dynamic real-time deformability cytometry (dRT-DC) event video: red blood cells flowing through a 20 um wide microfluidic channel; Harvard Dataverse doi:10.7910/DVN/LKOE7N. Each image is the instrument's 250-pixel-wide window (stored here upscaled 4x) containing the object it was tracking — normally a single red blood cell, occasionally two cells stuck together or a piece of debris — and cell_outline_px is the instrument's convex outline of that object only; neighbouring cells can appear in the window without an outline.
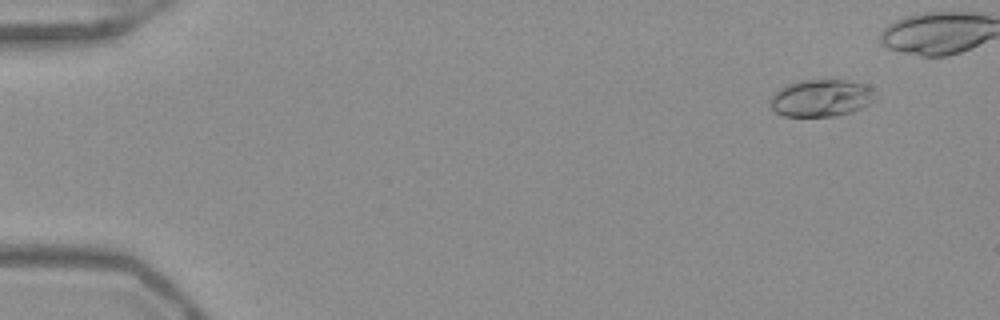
{"species": "Egyptian fruit bat (a non-hibernating species)", "species_latin": "Rousettus aegyptiacus", "temperature_condition": "warm", "stored_images_in_passage": 47, "camera_frame_rate_fps": 3000, "um_per_image_px": 0.085, "frame": {"image": 1, "passage_image": 5, "time_ms": 1.333, "image_size_px": [1000, 320], "cell_outline_px": [[880, 100], [852, 112], [836, 116], [784, 116], [776, 112], [768, 104], [768, 100], [772, 92], [788, 84], [800, 80], [844, 80], [864, 84], [872, 88], [880, 96]], "centroid_in_image_um": [69.84, 8.33], "position_along_channel_um": 15.2, "area_um2": 23.41}}
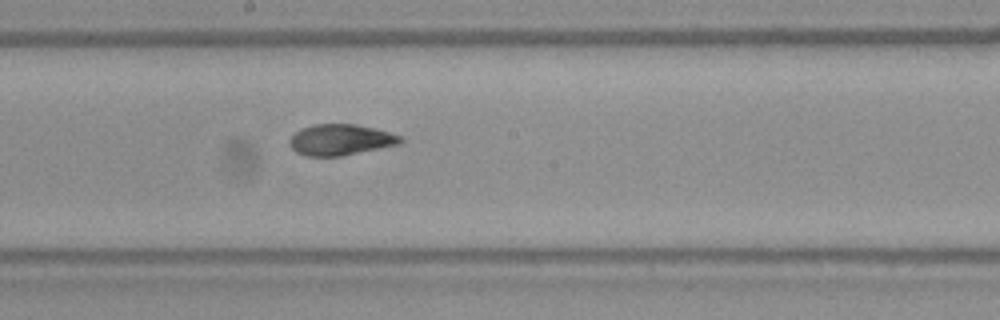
{"frame": {"image": 2, "passage_image": 30, "time_ms": 9.667, "image_size_px": [1000, 320], "cell_outline_px": [[404, 140], [400, 144], [340, 156], [304, 156], [296, 152], [288, 144], [292, 136], [300, 128], [312, 124], [356, 124], [404, 136]], "centroid_in_image_um": [28.94, 11.88], "position_along_channel_um": 219.3, "area_um2": 20.06}}
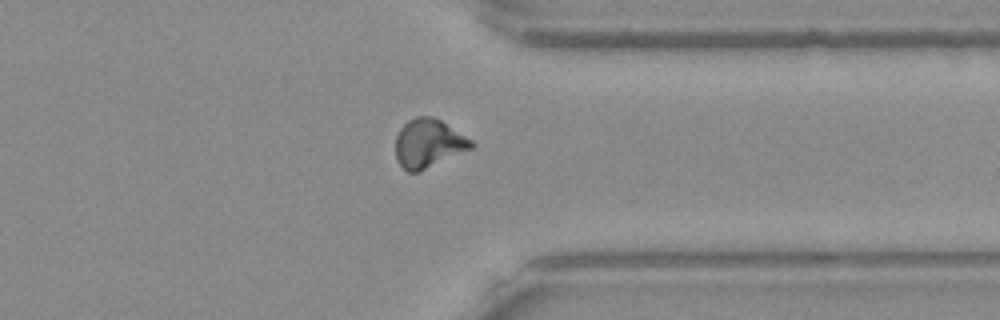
{"frame": {"image": 3, "passage_image": 42, "time_ms": 13.667, "image_size_px": [1000, 320], "cell_outline_px": [[476, 144], [472, 148], [416, 172], [408, 172], [396, 160], [396, 136], [400, 128], [408, 120], [416, 116], [432, 116], [440, 120], [472, 140]], "centroid_in_image_um": [36.4, 12.16], "position_along_channel_um": 375.0, "area_um2": 21.1}, "authors_computed_cell_mechanics": {"area_um2": 20.6346, "velocity_mm_per_s": 3.9445, "shape_relaxation_time_tau1_ms": 9.4026, "shape_relaxation_time_tau2_ms": 0.6849, "deformation_change_tau1": 0.2463, "deformation_change_tau2": 0.0447}}